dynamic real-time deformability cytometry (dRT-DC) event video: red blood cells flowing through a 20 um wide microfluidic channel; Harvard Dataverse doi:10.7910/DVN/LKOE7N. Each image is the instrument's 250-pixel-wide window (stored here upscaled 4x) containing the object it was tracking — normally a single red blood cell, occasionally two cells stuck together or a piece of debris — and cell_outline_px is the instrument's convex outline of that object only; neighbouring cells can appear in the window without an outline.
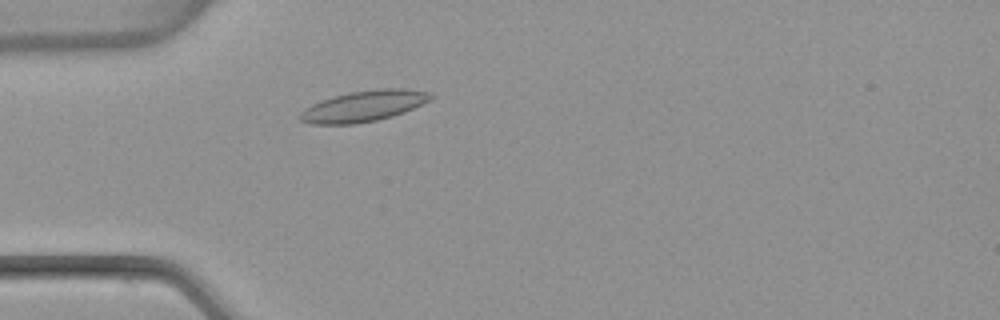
{"species": "common noctule bat (a hibernating species)", "species_latin": "Nyctalus noctula", "temperature_condition": "warm", "stored_images_in_passage": 40, "camera_frame_rate_fps": 3000, "um_per_image_px": 0.085, "animal": {"sex": "female", "body_mass_g": 22.7, "forearm_length_mm": 54.2}, "frame": {"image": 1, "passage_image": 2, "time_ms": 0.333, "image_size_px": [1000, 320], "cell_outline_px": [[436, 96], [432, 100], [404, 112], [392, 116], [376, 120], [352, 124], [312, 124], [300, 120], [300, 112], [304, 108], [312, 104], [332, 96], [348, 92], [380, 88], [404, 88], [428, 92]], "centroid_in_image_um": [30.94, 9.0], "position_along_channel_um": 54.1, "area_um2": 23.64}}
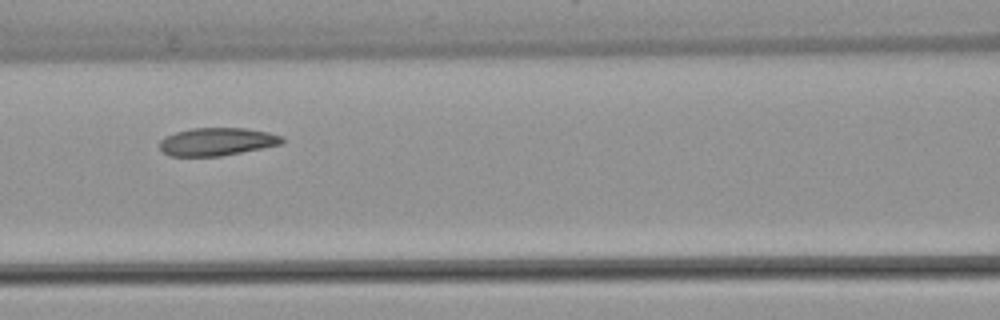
{"frame": {"image": 2, "passage_image": 10, "time_ms": 3.0, "image_size_px": [1000, 320], "cell_outline_px": [[284, 140], [280, 144], [220, 156], [168, 156], [160, 148], [160, 140], [164, 136], [176, 132], [192, 128], [244, 128], [268, 132], [284, 136]], "centroid_in_image_um": [18.41, 12.03], "position_along_channel_um": 148.2, "area_um2": 19.77}}
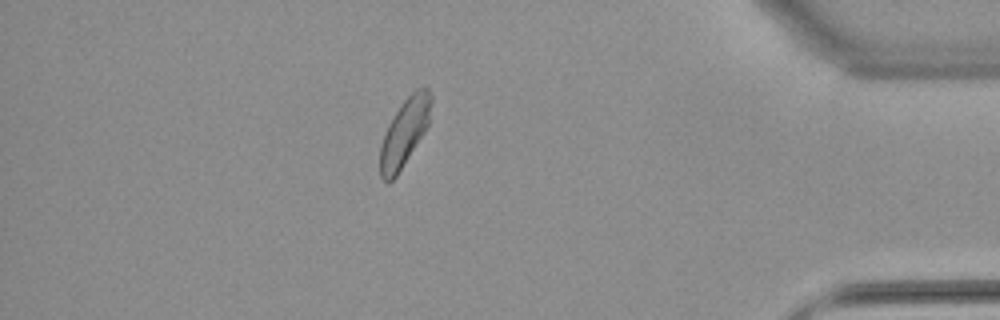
{"frame": {"image": 3, "passage_image": 33, "time_ms": 10.667, "image_size_px": [1000, 320], "cell_outline_px": [[432, 100], [428, 124], [424, 132], [396, 176], [388, 184], [380, 176], [380, 144], [384, 132], [388, 124], [400, 104], [416, 88], [428, 88], [432, 96]], "centroid_in_image_um": [34.36, 11.24], "position_along_channel_um": 400.8, "area_um2": 19.94}, "authors_computed_cell_mechanics": {"area_um2": 20.3167, "velocity_mm_per_s": 3.8227, "shape_relaxation_time_tau1_ms": null, "shape_relaxation_time_tau2_ms": 3.2609, "deformation_change_tau1": null, "deformation_change_tau2": 0.0715}}